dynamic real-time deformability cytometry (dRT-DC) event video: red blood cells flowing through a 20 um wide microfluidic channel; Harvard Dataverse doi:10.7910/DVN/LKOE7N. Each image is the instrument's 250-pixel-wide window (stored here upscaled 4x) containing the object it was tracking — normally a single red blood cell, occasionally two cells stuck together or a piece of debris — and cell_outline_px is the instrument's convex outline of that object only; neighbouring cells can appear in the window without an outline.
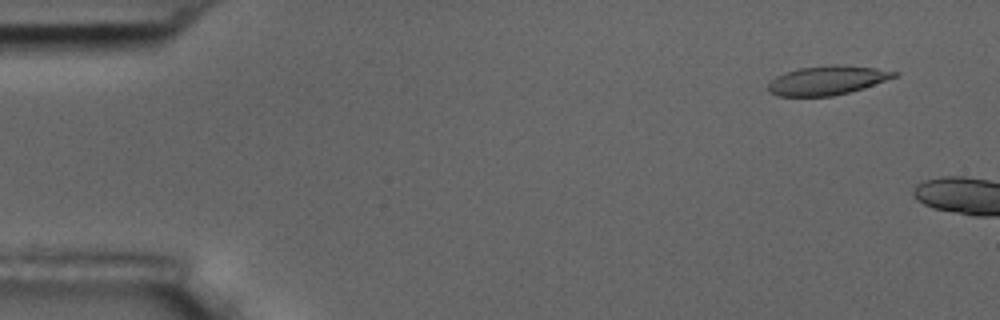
{"species": "common noctule bat (a hibernating species)", "species_latin": "Nyctalus noctula", "temperature_condition": "room temperature", "stored_images_in_passage": 3, "camera_frame_rate_fps": 3000, "um_per_image_px": 0.085, "animal": {"sex": "male", "body_mass_g": 17.5, "forearm_length_mm": 52.3}, "frame": {"image": 1, "passage_image": 1, "time_ms": 0.0, "image_size_px": [1000, 320], "cell_outline_px": [[900, 72], [896, 76], [864, 88], [832, 96], [780, 96], [768, 92], [768, 84], [776, 76], [784, 72], [800, 68], [832, 64], [836, 64], [876, 68]], "centroid_in_image_um": [70.3, 6.82], "position_along_channel_um": 14.7, "area_um2": 21.27}}